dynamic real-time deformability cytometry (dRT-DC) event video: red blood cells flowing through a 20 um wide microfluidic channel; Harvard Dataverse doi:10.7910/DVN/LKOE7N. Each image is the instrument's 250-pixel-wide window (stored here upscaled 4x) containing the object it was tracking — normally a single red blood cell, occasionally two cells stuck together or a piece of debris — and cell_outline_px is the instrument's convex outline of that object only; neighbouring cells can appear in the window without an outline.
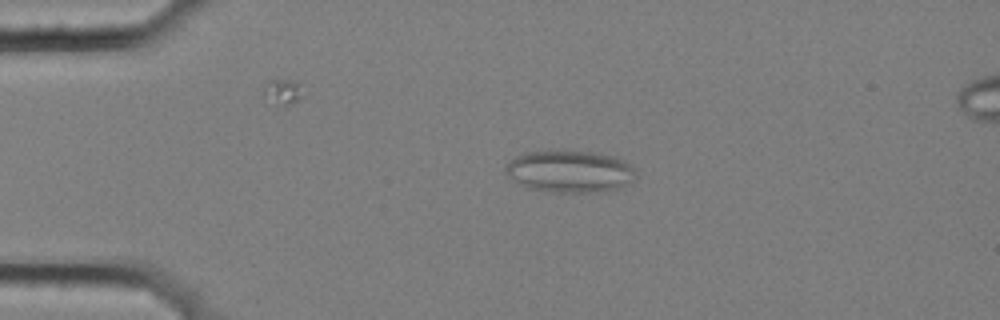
{"species": "common noctule bat (a hibernating species)", "species_latin": "Nyctalus noctula", "temperature_condition": "cold", "stored_images_in_passage": 4, "camera_frame_rate_fps": 3000, "um_per_image_px": 0.085, "animal": {"sex": "female", "body_mass_g": 25.1}, "frame": {"image": 1, "passage_image": 3, "time_ms": 0.667, "image_size_px": [1000, 320], "cell_outline_px": [[636, 180], [616, 188], [604, 192], [552, 192], [528, 188], [512, 180], [504, 172], [504, 168], [516, 156], [524, 152], [556, 148], [564, 148], [592, 152], [612, 156], [628, 164], [632, 168], [636, 176]], "centroid_in_image_um": [48.37, 14.54], "position_along_channel_um": 36.6, "area_um2": 32.54}}